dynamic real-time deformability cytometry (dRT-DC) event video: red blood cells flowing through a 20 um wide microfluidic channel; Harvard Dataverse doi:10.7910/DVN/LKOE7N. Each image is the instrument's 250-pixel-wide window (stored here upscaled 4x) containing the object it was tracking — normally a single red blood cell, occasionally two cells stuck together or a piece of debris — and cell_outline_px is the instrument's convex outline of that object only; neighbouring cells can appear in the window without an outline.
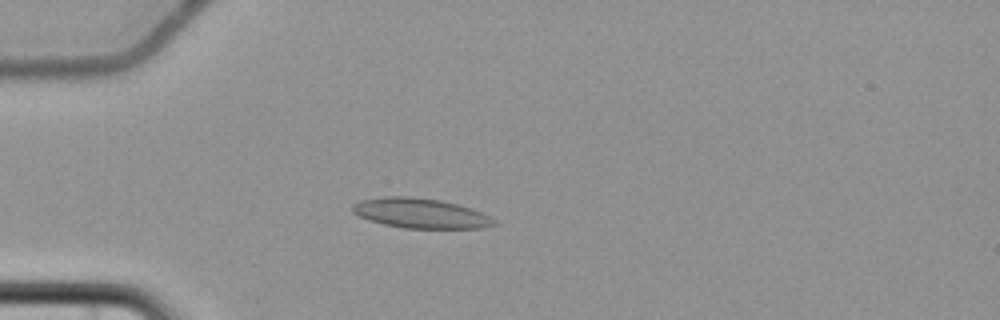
{"species": "common noctule bat (a hibernating species)", "species_latin": "Nyctalus noctula", "temperature_condition": "cold", "stored_images_in_passage": 6, "camera_frame_rate_fps": 3000, "um_per_image_px": 0.085, "animal": {"sex": "female", "body_mass_g": 22.7, "forearm_length_mm": 54.2}, "frame": {"image": 1, "passage_image": 5, "time_ms": 5.0, "image_size_px": [1000, 320], "cell_outline_px": [[496, 224], [484, 228], [404, 228], [384, 224], [368, 220], [352, 212], [352, 204], [360, 200], [384, 196], [408, 196], [440, 200], [472, 208], [496, 220]], "centroid_in_image_um": [35.72, 18.12], "position_along_channel_um": 49.3, "area_um2": 24.62}}